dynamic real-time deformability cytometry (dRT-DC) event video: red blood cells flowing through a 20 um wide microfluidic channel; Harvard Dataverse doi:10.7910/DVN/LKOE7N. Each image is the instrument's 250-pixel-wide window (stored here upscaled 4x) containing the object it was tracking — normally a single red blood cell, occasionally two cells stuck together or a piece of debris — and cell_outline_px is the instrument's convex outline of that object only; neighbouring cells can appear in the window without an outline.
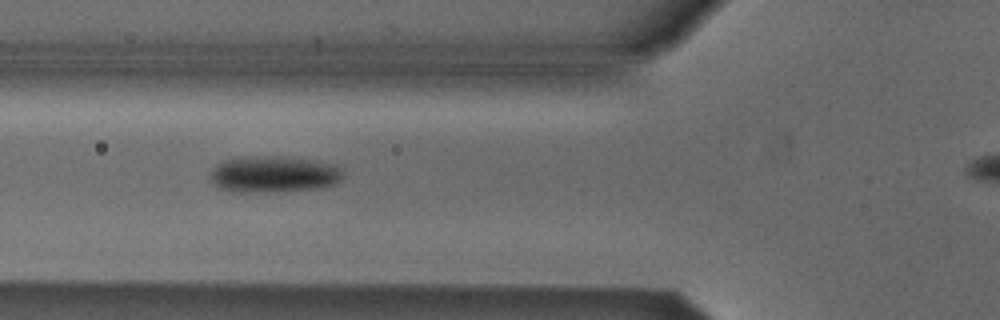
{"species": "Egyptian fruit bat (a non-hibernating species)", "species_latin": "Rousettus aegyptiacus", "temperature_condition": "cold", "stored_images_in_passage": 5, "camera_frame_rate_fps": 3000, "um_per_image_px": 0.085, "animal": {"sex": "male"}, "frame": {"image": 1, "passage_image": 4, "time_ms": 4.333, "image_size_px": [1000, 320], "cell_outline_px": [[344, 176], [340, 180], [332, 184], [316, 188], [276, 192], [228, 192], [212, 184], [208, 180], [208, 176], [212, 168], [216, 164], [224, 160], [236, 156], [288, 156], [312, 160], [332, 164], [340, 168], [344, 172]], "centroid_in_image_um": [23.16, 14.8], "position_along_channel_um": 102.6, "area_um2": 28.9}}
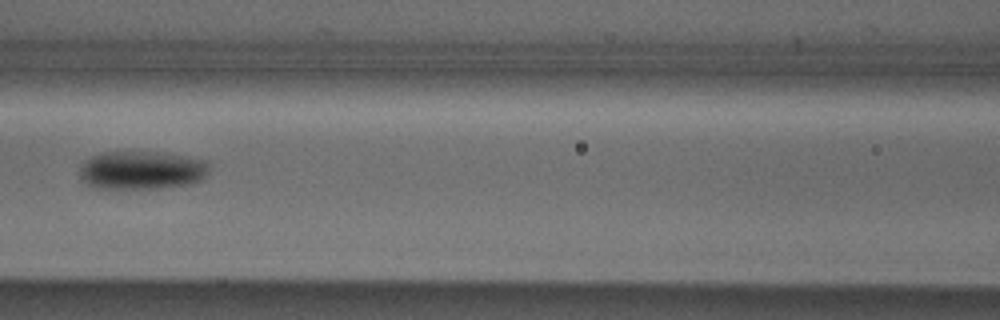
{"frame": {"image": 2, "passage_image": 5, "time_ms": 5.667, "image_size_px": [1000, 320], "cell_outline_px": [[208, 172], [200, 180], [192, 184], [160, 188], [96, 188], [88, 184], [80, 176], [80, 164], [84, 160], [100, 152], [156, 152], [208, 160]], "centroid_in_image_um": [12.03, 14.46], "position_along_channel_um": 154.6, "area_um2": 28.96}}